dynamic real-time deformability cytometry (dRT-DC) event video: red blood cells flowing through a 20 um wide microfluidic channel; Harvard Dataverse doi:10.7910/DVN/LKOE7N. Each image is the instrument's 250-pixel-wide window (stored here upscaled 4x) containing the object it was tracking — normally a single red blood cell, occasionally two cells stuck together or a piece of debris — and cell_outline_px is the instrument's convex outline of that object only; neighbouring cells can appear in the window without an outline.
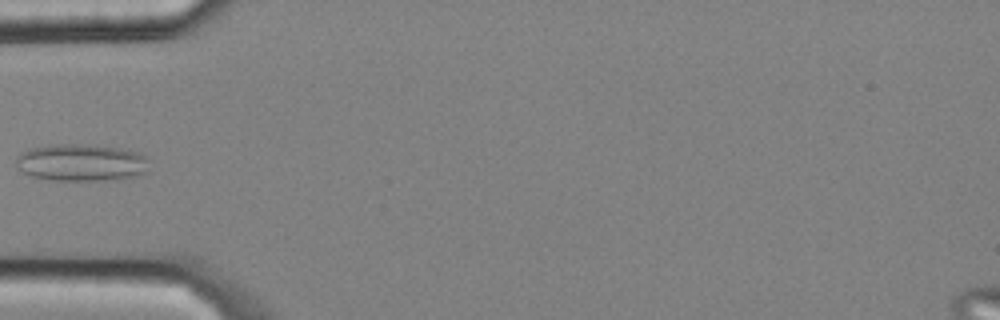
{"species": "common noctule bat (a hibernating species)", "species_latin": "Nyctalus noctula", "temperature_condition": "cold", "stored_images_in_passage": 4, "camera_frame_rate_fps": 3000, "um_per_image_px": 0.085, "animal": {"sex": "male", "body_mass_g": 20.4}, "frame": {"image": 1, "passage_image": 4, "time_ms": 1.0, "image_size_px": [1000, 320], "cell_outline_px": [[148, 172], [136, 176], [116, 180], [52, 180], [32, 176], [20, 172], [16, 168], [16, 156], [20, 152], [28, 148], [48, 144], [72, 144], [120, 148], [136, 152], [144, 156]], "centroid_in_image_um": [6.82, 13.82], "position_along_channel_um": 78.2, "area_um2": 28.96}}